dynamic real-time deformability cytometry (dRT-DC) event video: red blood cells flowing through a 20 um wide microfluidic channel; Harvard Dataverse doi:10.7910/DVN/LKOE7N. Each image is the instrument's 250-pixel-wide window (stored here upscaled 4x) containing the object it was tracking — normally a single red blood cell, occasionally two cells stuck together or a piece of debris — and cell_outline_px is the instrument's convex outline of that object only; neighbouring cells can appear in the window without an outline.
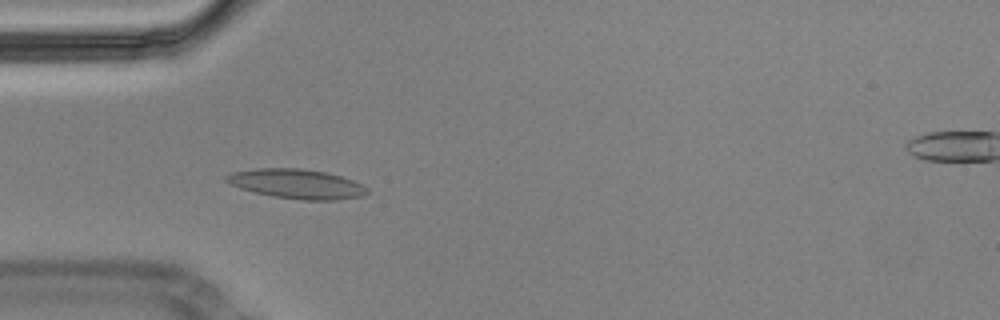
{"species": "Egyptian fruit bat (a non-hibernating species)", "species_latin": "Rousettus aegyptiacus", "temperature_condition": "cold", "stored_images_in_passage": 55, "camera_frame_rate_fps": 3000, "um_per_image_px": 0.085, "animal": {"sex": "male"}, "frame": {"image": 1, "passage_image": 16, "time_ms": 5.0, "image_size_px": [1000, 320], "cell_outline_px": [[368, 192], [360, 196], [336, 200], [300, 200], [272, 196], [240, 188], [228, 184], [224, 180], [224, 176], [232, 172], [256, 168], [300, 168], [324, 172], [340, 176], [352, 180], [368, 188]], "centroid_in_image_um": [25.16, 15.63], "position_along_channel_um": 59.8, "area_um2": 24.16}}
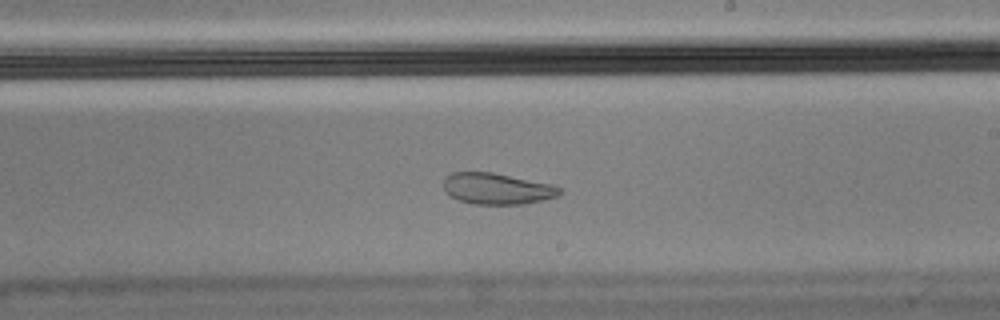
{"frame": {"image": 2, "passage_image": 32, "time_ms": 10.333, "image_size_px": [1000, 320], "cell_outline_px": [[564, 192], [560, 196], [544, 200], [524, 204], [472, 204], [448, 196], [444, 192], [444, 176], [452, 172], [492, 172], [552, 184], [560, 188]], "centroid_in_image_um": [42.25, 16.04], "position_along_channel_um": 246.8, "area_um2": 21.44}, "authors_computed_cell_mechanics": {"area_um2": 22.7732, "velocity_mm_per_s": 3.5378, "shape_relaxation_time_tau1_ms": null, "shape_relaxation_time_tau2_ms": 1.238, "deformation_change_tau1": null, "deformation_change_tau2": 0.0597}}